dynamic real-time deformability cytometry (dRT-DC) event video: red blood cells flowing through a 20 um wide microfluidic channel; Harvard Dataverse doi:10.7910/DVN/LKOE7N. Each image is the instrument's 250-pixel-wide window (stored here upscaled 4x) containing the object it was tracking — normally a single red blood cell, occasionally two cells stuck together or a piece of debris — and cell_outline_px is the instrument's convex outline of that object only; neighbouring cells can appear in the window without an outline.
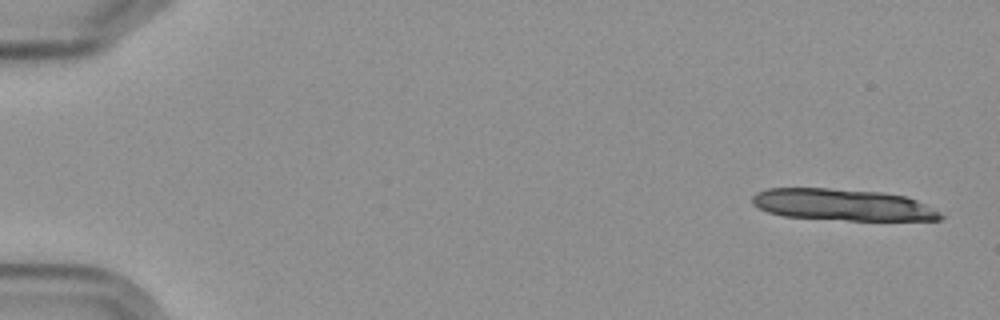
{"species": "Egyptian fruit bat (a non-hibernating species)", "species_latin": "Rousettus aegyptiacus", "temperature_condition": "cold", "stored_images_in_passage": 7, "camera_frame_rate_fps": 3000, "um_per_image_px": 0.085, "frame": {"image": 1, "passage_image": 1, "time_ms": 0.0, "image_size_px": [1000, 320], "cell_outline_px": [[944, 216], [940, 220], [848, 220], [784, 216], [768, 212], [752, 204], [752, 196], [756, 192], [768, 188], [828, 188], [880, 192], [904, 196], [916, 200], [924, 204]], "centroid_in_image_um": [71.57, 17.4], "position_along_channel_um": 13.4, "area_um2": 34.33}}
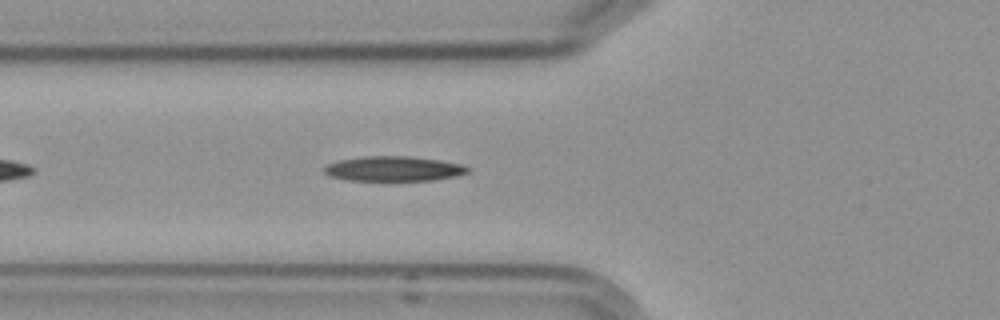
{"frame": {"image": 2, "passage_image": 7, "time_ms": 6.667, "image_size_px": [1000, 320], "cell_outline_px": [[472, 168], [468, 172], [456, 176], [432, 180], [348, 180], [328, 176], [324, 172], [324, 168], [328, 164], [340, 160], [368, 156], [408, 156], [440, 160], [460, 164]], "centroid_in_image_um": [33.47, 14.34], "position_along_channel_um": 92.3, "area_um2": 20.63}}